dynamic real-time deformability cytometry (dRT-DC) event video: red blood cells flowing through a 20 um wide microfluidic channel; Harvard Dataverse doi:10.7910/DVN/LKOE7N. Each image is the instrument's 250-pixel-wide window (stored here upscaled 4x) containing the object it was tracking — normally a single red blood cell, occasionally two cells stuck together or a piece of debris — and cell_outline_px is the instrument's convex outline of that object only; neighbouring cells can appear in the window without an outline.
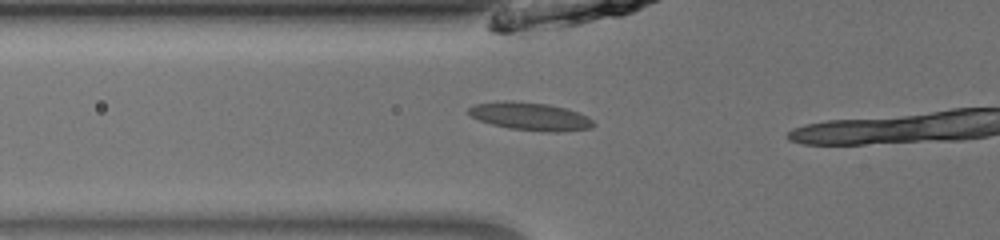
{"species": "common noctule bat (a hibernating species)", "species_latin": "Nyctalus noctula", "temperature_condition": "room temperature", "stored_images_in_passage": 18, "camera_frame_rate_fps": 3000, "um_per_image_px": 0.085, "animal": {"sex": "male", "body_mass_g": 13.0, "forearm_length_mm": 53.1}, "frame": {"image": 1, "passage_image": 16, "time_ms": 5.0, "image_size_px": [1000, 240], "cell_outline_px": [[596, 124], [592, 128], [556, 132], [552, 132], [508, 128], [492, 124], [480, 120], [472, 116], [468, 112], [468, 108], [476, 104], [504, 100], [508, 100], [548, 104], [580, 112], [588, 116]], "centroid_in_image_um": [45.11, 9.89], "position_along_channel_um": 80.7, "area_um2": 20.23}}